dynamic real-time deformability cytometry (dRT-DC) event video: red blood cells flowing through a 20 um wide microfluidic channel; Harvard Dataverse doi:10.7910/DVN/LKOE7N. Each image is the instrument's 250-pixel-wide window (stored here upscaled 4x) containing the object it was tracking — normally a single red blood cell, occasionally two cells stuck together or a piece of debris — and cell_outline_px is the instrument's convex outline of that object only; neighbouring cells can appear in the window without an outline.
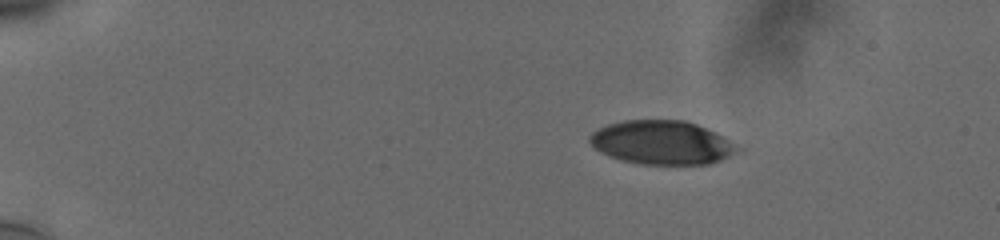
{"species": "human", "species_latin": "Homo sapiens", "temperature_condition": "cold", "stored_images_in_passage": 47, "camera_frame_rate_fps": 3000, "um_per_image_px": 0.085, "donor": {"sex": "male"}, "frame": {"image": 1, "passage_image": 1, "time_ms": 0.0, "image_size_px": [1000, 240], "cell_outline_px": [[744, 152], [708, 164], [640, 164], [620, 160], [608, 156], [600, 152], [588, 140], [588, 136], [592, 132], [608, 124], [624, 120], [684, 120], [696, 124], [716, 132], [724, 136], [744, 148]], "centroid_in_image_um": [56.33, 12.12], "position_along_channel_um": 28.7, "area_um2": 38.21}}
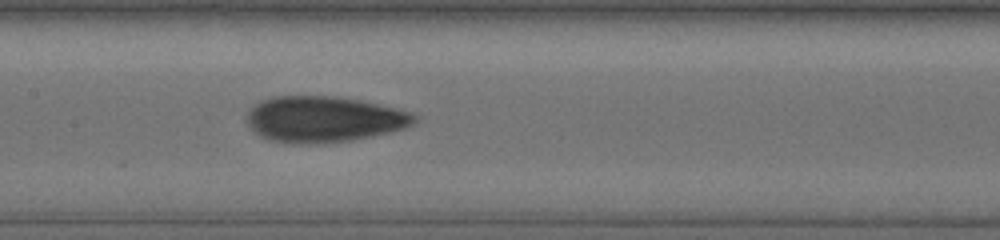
{"frame": {"image": 2, "passage_image": 21, "time_ms": 6.667, "image_size_px": [1000, 240], "cell_outline_px": [[416, 120], [412, 124], [404, 128], [388, 132], [352, 140], [316, 144], [292, 144], [268, 140], [260, 136], [248, 124], [248, 112], [252, 104], [260, 100], [272, 96], [336, 96], [360, 100], [396, 108], [412, 112], [416, 116]], "centroid_in_image_um": [27.49, 10.13], "position_along_channel_um": 179.9, "area_um2": 45.03}}
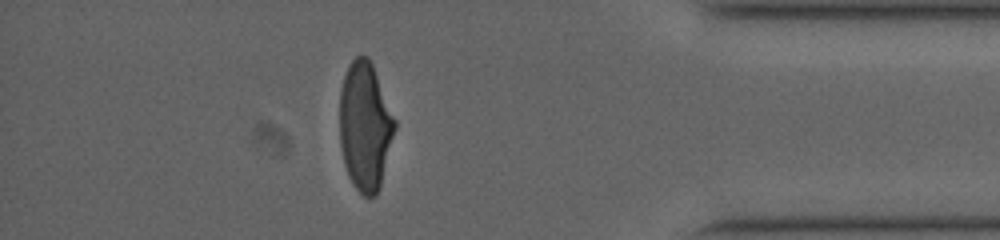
{"frame": {"image": 3, "passage_image": 41, "time_ms": 13.333, "image_size_px": [1000, 240], "cell_outline_px": [[396, 128], [380, 188], [376, 196], [364, 196], [352, 184], [348, 176], [344, 164], [340, 148], [340, 92], [344, 76], [352, 60], [356, 56], [368, 56], [372, 64], [396, 120]], "centroid_in_image_um": [31.03, 10.76], "position_along_channel_um": 404.2, "area_um2": 41.33}, "authors_computed_cell_mechanics": {"area_um2": 42.7142, "velocity_mm_per_s": 3.7717, "shape_relaxation_time_tau1_ms": 4.91, "shape_relaxation_time_tau2_ms": 1.286, "deformation_change_tau1": 0.1798, "deformation_change_tau2": 0.0786}}